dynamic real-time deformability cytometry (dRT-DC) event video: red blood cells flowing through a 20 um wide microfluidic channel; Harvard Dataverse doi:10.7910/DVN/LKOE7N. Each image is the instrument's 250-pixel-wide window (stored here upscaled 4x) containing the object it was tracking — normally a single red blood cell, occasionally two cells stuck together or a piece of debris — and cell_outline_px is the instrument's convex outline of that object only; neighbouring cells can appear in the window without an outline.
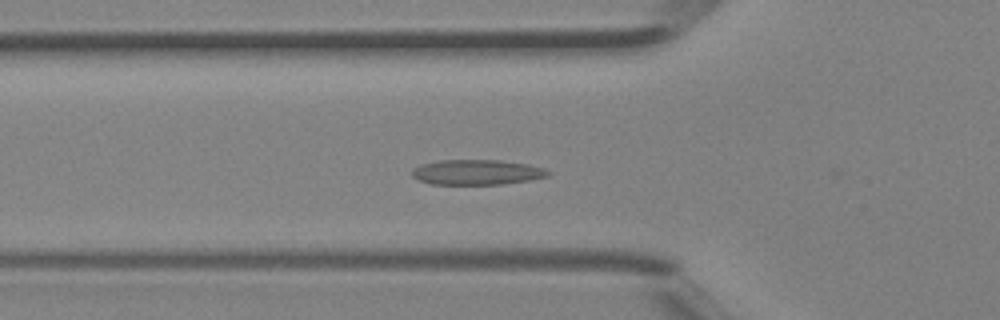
{"species": "Egyptian fruit bat (a non-hibernating species)", "species_latin": "Rousettus aegyptiacus", "temperature_condition": "room temperature", "stored_images_in_passage": 33, "camera_frame_rate_fps": 3000, "um_per_image_px": 0.085, "animal": {"sex": "female"}, "frame": {"image": 1, "passage_image": 3, "time_ms": 0.667, "image_size_px": [1000, 320], "cell_outline_px": [[552, 172], [548, 176], [528, 180], [500, 184], [432, 184], [420, 180], [412, 176], [412, 168], [424, 164], [440, 160], [500, 160], [524, 164], [544, 168]], "centroid_in_image_um": [40.53, 14.64], "position_along_channel_um": 85.3, "area_um2": 19.65}}
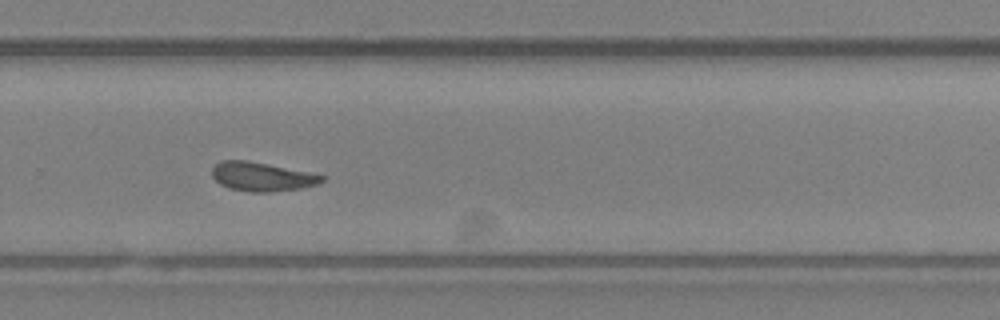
{"frame": {"image": 2, "passage_image": 18, "time_ms": 5.667, "image_size_px": [1000, 320], "cell_outline_px": [[324, 180], [316, 184], [300, 188], [272, 192], [248, 192], [228, 188], [220, 184], [212, 176], [212, 168], [220, 160], [248, 160], [308, 172], [324, 176]], "centroid_in_image_um": [22.21, 15.02], "position_along_channel_um": 307.6, "area_um2": 18.44}}
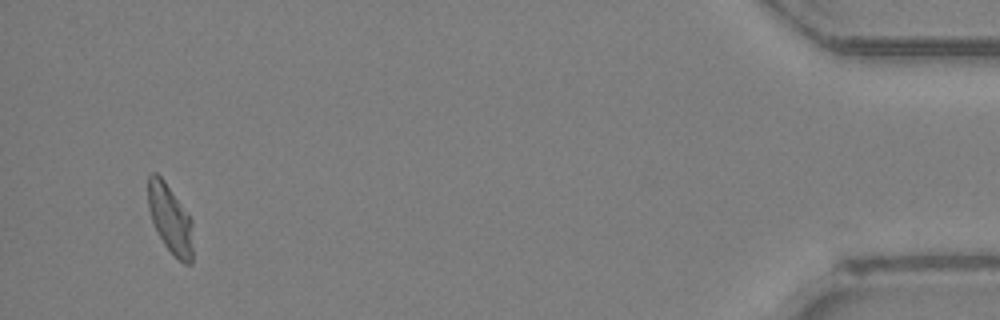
{"frame": {"image": 3, "passage_image": 31, "time_ms": 10.0, "image_size_px": [1000, 320], "cell_outline_px": [[192, 264], [184, 264], [164, 244], [152, 220], [148, 208], [148, 176], [152, 172], [156, 172], [164, 180], [192, 220]], "centroid_in_image_um": [14.46, 18.59], "position_along_channel_um": 420.7, "area_um2": 17.63}, "authors_computed_cell_mechanics": {"area_um2": 18.496, "velocity_mm_per_s": 4.4632, "shape_relaxation_time_tau1_ms": 5.8341, "shape_relaxation_time_tau2_ms": 1.3472, "deformation_change_tau1": 0.1501, "deformation_change_tau2": 0.0737}}